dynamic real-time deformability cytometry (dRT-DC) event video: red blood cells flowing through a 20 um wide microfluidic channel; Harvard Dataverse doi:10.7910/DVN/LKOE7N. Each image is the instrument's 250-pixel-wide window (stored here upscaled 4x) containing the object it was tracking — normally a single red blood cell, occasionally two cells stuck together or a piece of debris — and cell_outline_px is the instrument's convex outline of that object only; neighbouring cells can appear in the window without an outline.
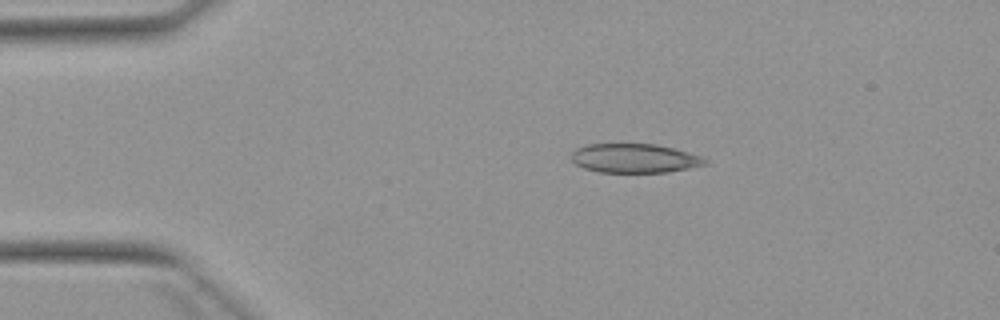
{"species": "Egyptian fruit bat (a non-hibernating species)", "species_latin": "Rousettus aegyptiacus", "temperature_condition": "warm", "stored_images_in_passage": 3, "camera_frame_rate_fps": 3000, "um_per_image_px": 0.085, "animal": {"sex": "female"}, "frame": {"image": 1, "passage_image": 1, "time_ms": 0.0, "image_size_px": [1000, 320], "cell_outline_px": [[708, 164], [668, 172], [600, 172], [584, 168], [576, 164], [572, 160], [572, 152], [576, 148], [588, 144], [656, 144], [688, 152], [700, 156], [708, 160]], "centroid_in_image_um": [53.94, 13.45], "position_along_channel_um": 31.1, "area_um2": 22.54}}
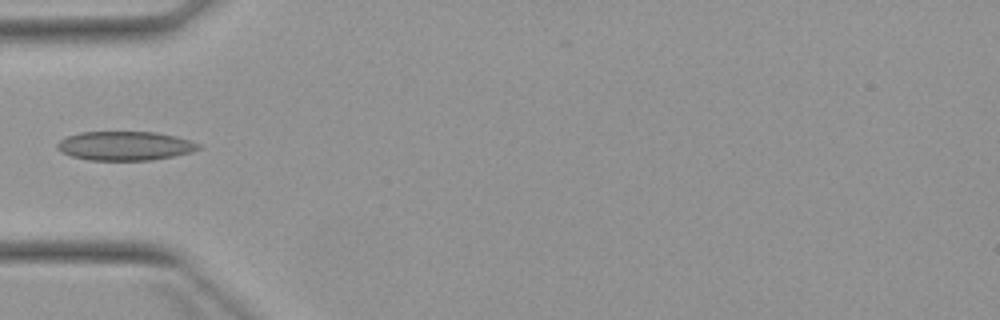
{"frame": {"image": 2, "passage_image": 3, "time_ms": 2.333, "image_size_px": [1000, 320], "cell_outline_px": [[200, 148], [192, 152], [152, 160], [88, 160], [72, 156], [60, 152], [56, 148], [56, 144], [60, 140], [68, 136], [80, 132], [156, 132], [176, 136], [200, 144]], "centroid_in_image_um": [10.6, 12.4], "position_along_channel_um": 74.4, "area_um2": 23.87}}